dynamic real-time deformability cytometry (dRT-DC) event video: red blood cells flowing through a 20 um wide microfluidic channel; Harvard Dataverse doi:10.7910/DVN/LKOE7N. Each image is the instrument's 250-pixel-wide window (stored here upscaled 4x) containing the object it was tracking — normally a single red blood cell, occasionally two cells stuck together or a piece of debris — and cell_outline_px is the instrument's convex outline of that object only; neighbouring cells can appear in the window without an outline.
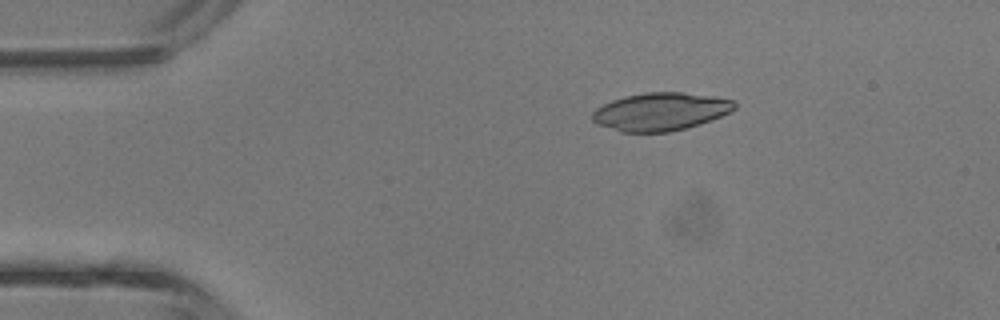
{"species": "common noctule bat (a hibernating species)", "species_latin": "Nyctalus noctula", "temperature_condition": "room temperature", "stored_images_in_passage": 43, "camera_frame_rate_fps": 3000, "um_per_image_px": 0.085, "animal": {"sex": "male", "body_mass_g": 13.3}, "frame": {"image": 1, "passage_image": 8, "time_ms": 2.333, "image_size_px": [1000, 320], "cell_outline_px": [[736, 108], [712, 120], [700, 124], [668, 132], [620, 132], [596, 124], [592, 120], [592, 112], [596, 108], [612, 100], [624, 96], [644, 92], [684, 92], [716, 96], [736, 100]], "centroid_in_image_um": [56.15, 9.48], "position_along_channel_um": 28.9, "area_um2": 31.67}}
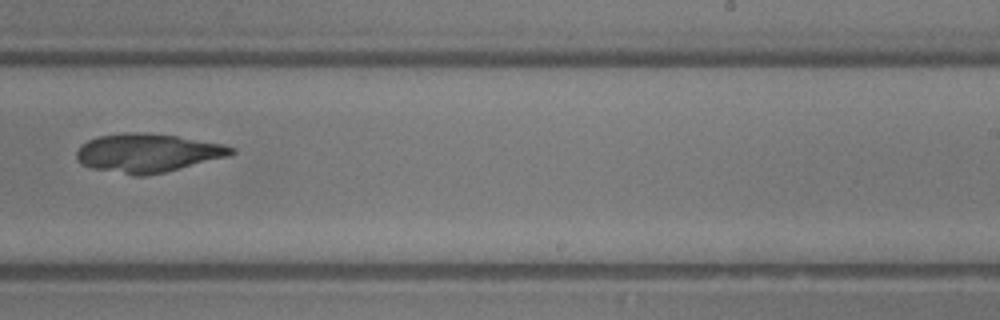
{"frame": {"image": 2, "passage_image": 27, "time_ms": 8.667, "image_size_px": [1000, 320], "cell_outline_px": [[236, 152], [232, 156], [164, 172], [144, 176], [132, 176], [92, 168], [80, 164], [76, 156], [76, 152], [80, 144], [88, 140], [100, 136], [124, 132], [140, 132], [176, 136], [224, 144], [236, 148]], "centroid_in_image_um": [12.57, 13.01], "position_along_channel_um": 276.4, "area_um2": 35.14}}
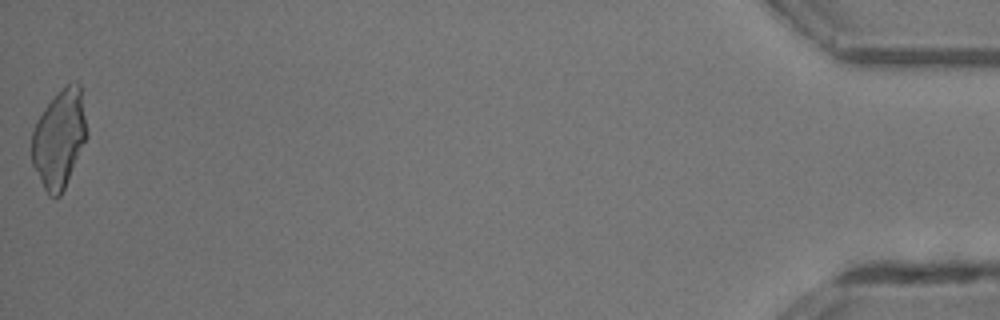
{"frame": {"image": 3, "passage_image": 43, "time_ms": 14.0, "image_size_px": [1000, 320], "cell_outline_px": [[88, 136], [64, 188], [60, 196], [48, 196], [32, 164], [32, 132], [36, 120], [44, 108], [72, 80], [76, 80], [84, 88], [88, 132]], "centroid_in_image_um": [5.09, 11.72], "position_along_channel_um": 430.1, "area_um2": 31.85}}